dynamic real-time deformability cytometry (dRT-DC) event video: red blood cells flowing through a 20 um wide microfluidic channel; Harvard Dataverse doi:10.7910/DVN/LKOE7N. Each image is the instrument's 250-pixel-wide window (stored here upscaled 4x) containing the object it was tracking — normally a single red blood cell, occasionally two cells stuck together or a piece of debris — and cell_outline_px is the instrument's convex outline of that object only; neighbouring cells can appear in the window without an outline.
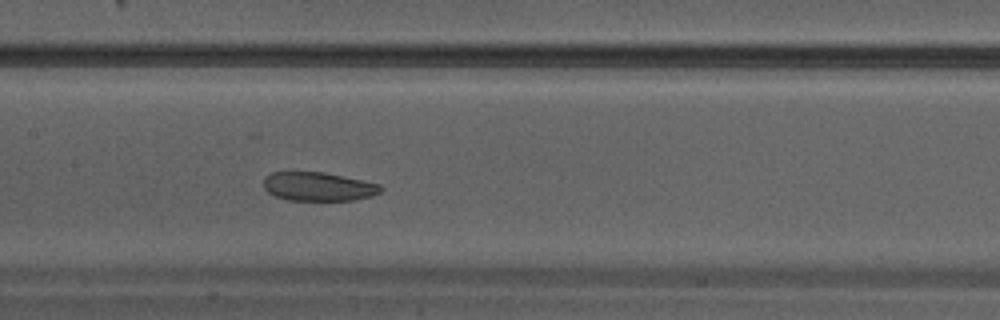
{"species": "Egyptian fruit bat (a non-hibernating species)", "species_latin": "Rousettus aegyptiacus", "temperature_condition": "warm", "stored_images_in_passage": 32, "camera_frame_rate_fps": 3000, "um_per_image_px": 0.085, "animal": {"sex": "male"}, "frame": {"image": 1, "passage_image": 14, "time_ms": 4.333, "image_size_px": [1000, 320], "cell_outline_px": [[384, 188], [380, 192], [372, 196], [352, 200], [284, 200], [268, 192], [264, 188], [264, 176], [272, 172], [324, 172], [380, 184]], "centroid_in_image_um": [27.05, 15.86], "position_along_channel_um": 180.4, "area_um2": 19.65}}
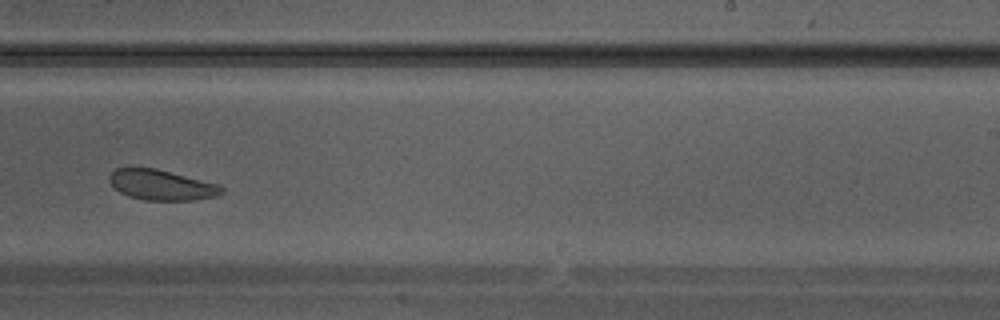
{"frame": {"image": 2, "passage_image": 19, "time_ms": 6.0, "image_size_px": [1000, 320], "cell_outline_px": [[224, 192], [216, 196], [192, 200], [144, 200], [128, 196], [120, 192], [108, 180], [108, 176], [116, 168], [156, 168], [220, 184], [224, 188]], "centroid_in_image_um": [13.75, 15.72], "position_along_channel_um": 275.3, "area_um2": 19.88}}